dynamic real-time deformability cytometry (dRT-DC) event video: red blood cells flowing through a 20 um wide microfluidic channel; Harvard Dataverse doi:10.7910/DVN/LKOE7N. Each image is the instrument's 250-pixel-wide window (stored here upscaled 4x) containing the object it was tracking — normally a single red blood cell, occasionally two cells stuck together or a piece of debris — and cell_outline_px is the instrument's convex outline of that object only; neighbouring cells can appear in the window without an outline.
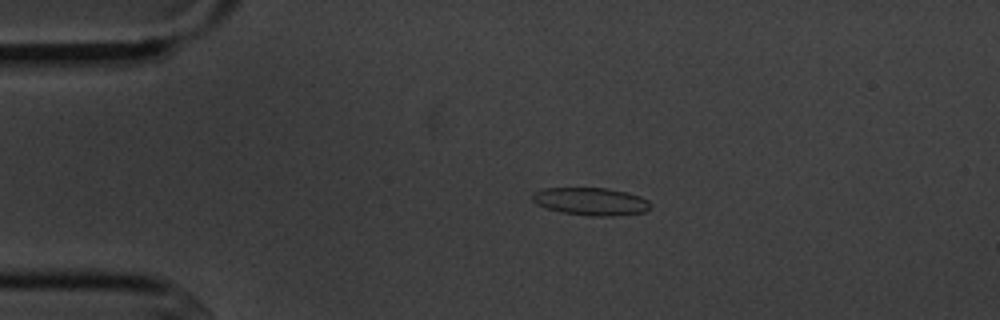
{"species": "common noctule bat (a hibernating species)", "species_latin": "Nyctalus noctula", "temperature_condition": "cold", "stored_images_in_passage": 3, "camera_frame_rate_fps": 3000, "um_per_image_px": 0.085, "animal": {"sex": "male", "body_mass_g": 20.1, "forearm_length_mm": 53.5}, "frame": {"image": 1, "passage_image": 3, "time_ms": 2.333, "image_size_px": [1000, 320], "cell_outline_px": [[652, 208], [644, 212], [616, 216], [588, 216], [560, 212], [544, 208], [536, 204], [532, 200], [532, 192], [544, 188], [608, 188], [628, 192], [640, 196], [648, 200], [652, 204]], "centroid_in_image_um": [50.23, 17.13], "position_along_channel_um": 34.8, "area_um2": 19.48}}